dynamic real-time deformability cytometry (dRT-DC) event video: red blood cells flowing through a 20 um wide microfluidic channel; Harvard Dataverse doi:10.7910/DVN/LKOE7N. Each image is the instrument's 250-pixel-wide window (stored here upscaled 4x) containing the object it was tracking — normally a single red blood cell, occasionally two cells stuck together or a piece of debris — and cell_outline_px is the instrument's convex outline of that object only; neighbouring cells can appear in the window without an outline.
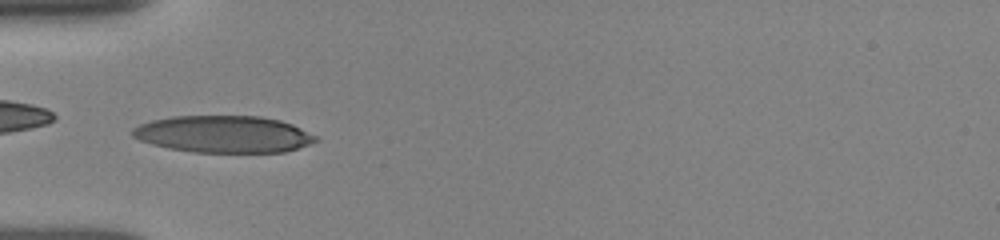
{"species": "human", "species_latin": "Homo sapiens", "temperature_condition": "room temperature", "stored_images_in_passage": 36, "camera_frame_rate_fps": 3000, "um_per_image_px": 0.085, "donor": {"sex": "female"}, "frame": {"image": 1, "passage_image": 1, "time_ms": 0.0, "image_size_px": [1000, 240], "cell_outline_px": [[320, 140], [284, 152], [192, 152], [168, 148], [152, 144], [140, 140], [132, 136], [132, 128], [140, 124], [152, 120], [172, 116], [260, 116], [280, 120], [292, 124], [316, 136]], "centroid_in_image_um": [18.98, 11.4], "position_along_channel_um": 66.0, "area_um2": 39.36}}
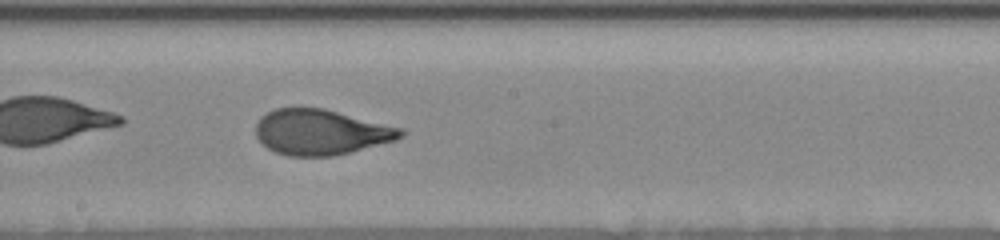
{"frame": {"image": 2, "passage_image": 13, "time_ms": 4.0, "image_size_px": [1000, 240], "cell_outline_px": [[408, 132], [404, 136], [396, 140], [332, 156], [288, 156], [276, 152], [268, 148], [256, 136], [256, 124], [260, 116], [276, 108], [324, 108], [404, 128]], "centroid_in_image_um": [27.31, 11.22], "position_along_channel_um": 220.9, "area_um2": 38.38}}
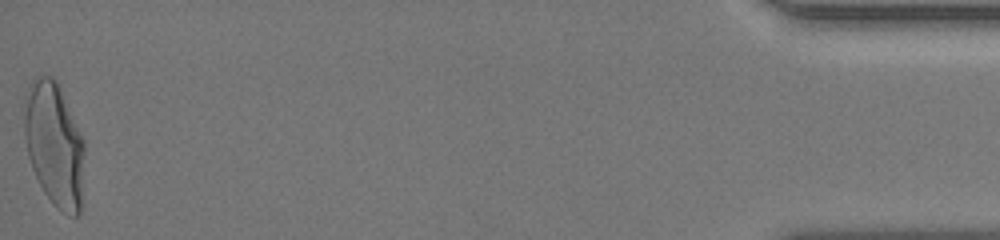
{"frame": {"image": 3, "passage_image": 36, "time_ms": 11.667, "image_size_px": [1000, 240], "cell_outline_px": [[84, 152], [80, 212], [76, 216], [68, 216], [60, 212], [52, 204], [44, 192], [32, 168], [28, 156], [24, 136], [24, 96], [32, 80], [36, 76], [52, 76], [56, 80], [84, 140]], "centroid_in_image_um": [4.6, 12.28], "position_along_channel_um": 430.6, "area_um2": 43.64}, "authors_computed_cell_mechanics": {"area_um2": 38.8127, "velocity_mm_per_s": 3.8908, "shape_relaxation_time_tau1_ms": 4.5484, "shape_relaxation_time_tau2_ms": null, "deformation_change_tau1": 0.2169, "deformation_change_tau2": null}}